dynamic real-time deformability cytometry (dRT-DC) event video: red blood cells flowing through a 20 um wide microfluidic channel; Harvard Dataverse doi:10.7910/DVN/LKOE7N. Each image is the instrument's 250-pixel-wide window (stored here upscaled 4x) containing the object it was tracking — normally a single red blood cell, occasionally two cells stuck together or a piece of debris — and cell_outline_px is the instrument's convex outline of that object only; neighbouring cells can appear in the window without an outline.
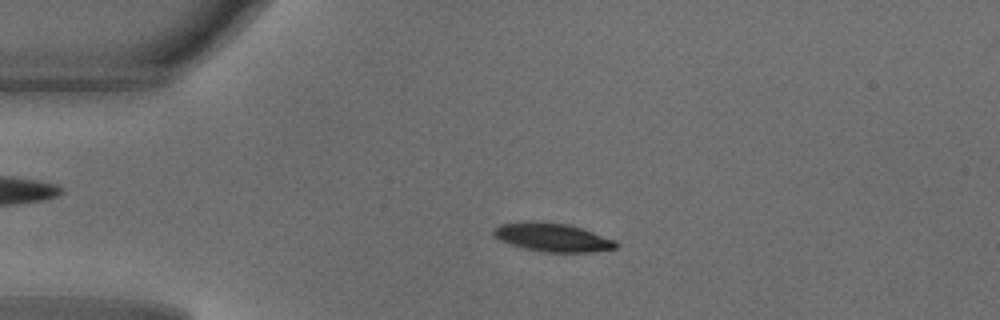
{"species": "common noctule bat (a hibernating species)", "species_latin": "Nyctalus noctula", "temperature_condition": "warm", "stored_images_in_passage": 40, "camera_frame_rate_fps": 3000, "um_per_image_px": 0.085, "animal": {"sex": "male", "body_mass_g": 18.8}, "frame": {"image": 1, "passage_image": 3, "time_ms": 0.667, "image_size_px": [1000, 320], "cell_outline_px": [[620, 244], [616, 248], [592, 252], [544, 252], [524, 248], [500, 240], [492, 232], [500, 224], [520, 220], [540, 220], [568, 224], [616, 240]], "centroid_in_image_um": [46.96, 20.15], "position_along_channel_um": 38.0, "area_um2": 20.52}}
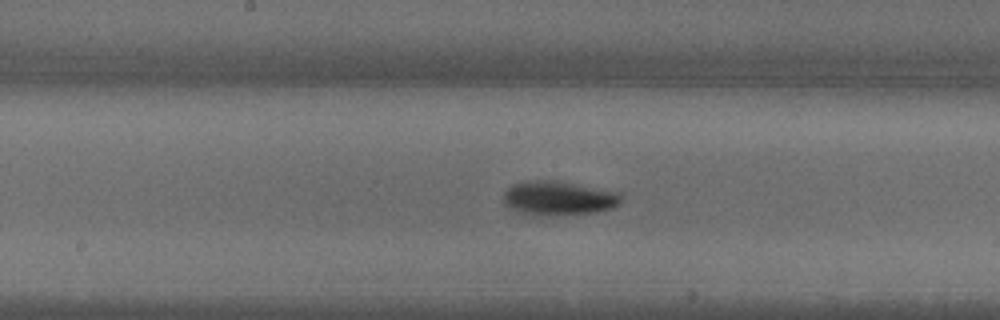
{"frame": {"image": 2, "passage_image": 17, "time_ms": 5.333, "image_size_px": [1000, 320], "cell_outline_px": [[620, 204], [612, 208], [596, 212], [548, 216], [536, 216], [520, 212], [504, 204], [504, 192], [512, 184], [524, 180], [556, 180], [620, 192]], "centroid_in_image_um": [47.46, 16.84], "position_along_channel_um": 200.7, "area_um2": 23.64}}
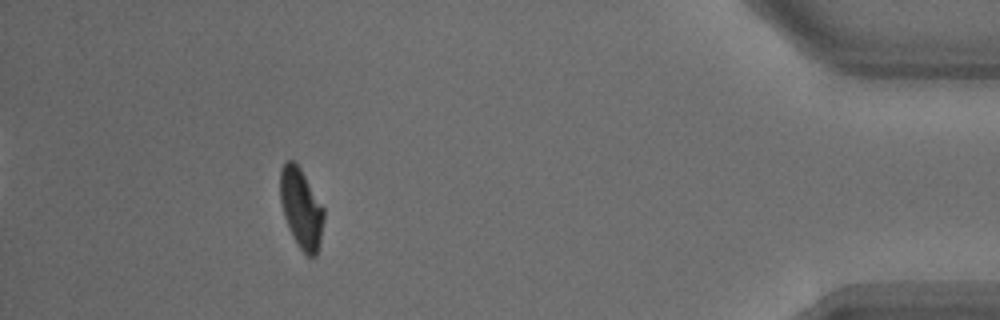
{"frame": {"image": 3, "passage_image": 36, "time_ms": 11.667, "image_size_px": [1000, 320], "cell_outline_px": [[324, 220], [320, 240], [316, 256], [308, 256], [300, 248], [292, 236], [284, 216], [280, 200], [280, 168], [288, 160], [292, 160], [300, 168], [324, 208]], "centroid_in_image_um": [25.59, 17.71], "position_along_channel_um": 409.6, "area_um2": 20.06}, "authors_computed_cell_mechanics": {"area_um2": 21.5594, "velocity_mm_per_s": 4.1681, "shape_relaxation_time_tau1_ms": 3.0265, "shape_relaxation_time_tau2_ms": null, "deformation_change_tau1": 0.1438, "deformation_change_tau2": null}}